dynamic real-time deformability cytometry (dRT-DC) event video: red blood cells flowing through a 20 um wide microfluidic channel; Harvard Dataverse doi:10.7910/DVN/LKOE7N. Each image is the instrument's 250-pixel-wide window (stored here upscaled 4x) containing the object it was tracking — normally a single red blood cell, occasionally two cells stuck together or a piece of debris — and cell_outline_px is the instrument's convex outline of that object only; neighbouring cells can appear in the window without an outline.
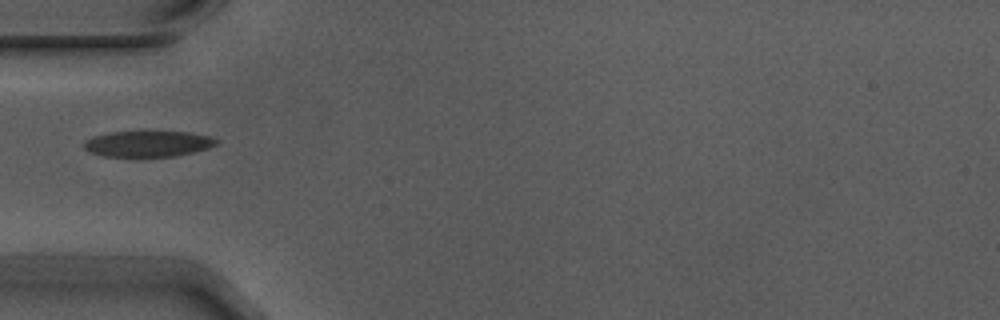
{"species": "Egyptian fruit bat (a non-hibernating species)", "species_latin": "Rousettus aegyptiacus", "temperature_condition": "warm", "stored_images_in_passage": 1, "camera_frame_rate_fps": 3000, "um_per_image_px": 0.085, "animal": {"sex": "male"}, "frame": {"image": 1, "passage_image": 1, "time_ms": 0.0, "image_size_px": [1000, 320], "cell_outline_px": [[220, 140], [216, 144], [208, 148], [176, 156], [104, 156], [92, 152], [84, 148], [84, 140], [92, 136], [112, 132], [188, 132], [212, 136]], "centroid_in_image_um": [12.6, 12.21], "position_along_channel_um": 72.4, "area_um2": 19.83}}